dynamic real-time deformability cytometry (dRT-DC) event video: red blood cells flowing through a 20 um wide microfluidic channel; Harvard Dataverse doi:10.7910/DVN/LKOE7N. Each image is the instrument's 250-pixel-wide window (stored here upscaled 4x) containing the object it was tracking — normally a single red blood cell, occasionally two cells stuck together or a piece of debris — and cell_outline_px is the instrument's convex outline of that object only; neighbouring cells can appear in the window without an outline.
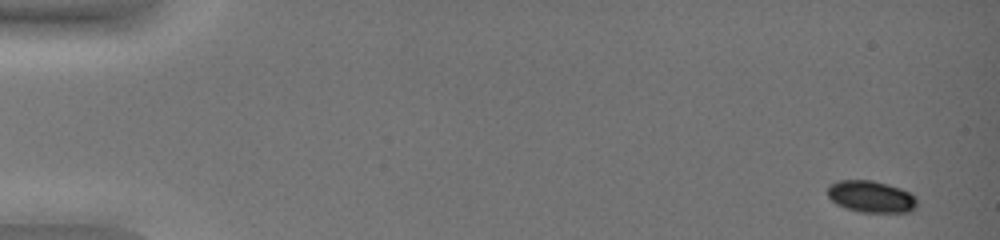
{"species": "common noctule bat (a hibernating species)", "species_latin": "Nyctalus noctula", "temperature_condition": "warm", "stored_images_in_passage": 9, "camera_frame_rate_fps": 3000, "um_per_image_px": 0.085, "animal": {"sex": "female", "body_mass_g": 19.0, "forearm_length_mm": 51.5}, "frame": {"image": 1, "passage_image": 1, "time_ms": 0.0, "image_size_px": [1000, 240], "cell_outline_px": [[916, 208], [908, 212], [860, 212], [844, 208], [836, 204], [828, 196], [828, 184], [836, 180], [872, 180], [888, 184], [900, 188], [916, 196]], "centroid_in_image_um": [74.01, 16.71], "position_along_channel_um": 11.0, "area_um2": 16.7}}
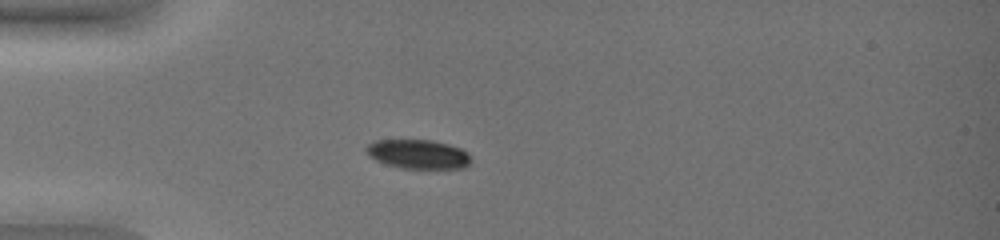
{"frame": {"image": 2, "passage_image": 6, "time_ms": 1.667, "image_size_px": [1000, 240], "cell_outline_px": [[472, 160], [464, 168], [400, 168], [376, 160], [368, 156], [364, 148], [368, 144], [376, 140], [432, 140], [448, 144], [460, 148], [468, 152], [472, 156]], "centroid_in_image_um": [35.55, 13.1], "position_along_channel_um": 49.4, "area_um2": 17.86}}
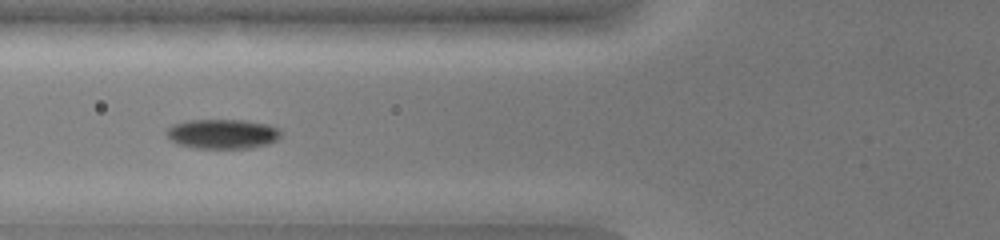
{"frame": {"image": 3, "passage_image": 8, "time_ms": 2.333, "image_size_px": [1000, 240], "cell_outline_px": [[280, 136], [276, 140], [268, 144], [252, 148], [192, 148], [180, 144], [172, 140], [168, 136], [168, 128], [172, 124], [188, 120], [244, 120], [268, 124], [280, 128]], "centroid_in_image_um": [18.95, 11.38], "position_along_channel_um": 106.8, "area_um2": 19.71}}